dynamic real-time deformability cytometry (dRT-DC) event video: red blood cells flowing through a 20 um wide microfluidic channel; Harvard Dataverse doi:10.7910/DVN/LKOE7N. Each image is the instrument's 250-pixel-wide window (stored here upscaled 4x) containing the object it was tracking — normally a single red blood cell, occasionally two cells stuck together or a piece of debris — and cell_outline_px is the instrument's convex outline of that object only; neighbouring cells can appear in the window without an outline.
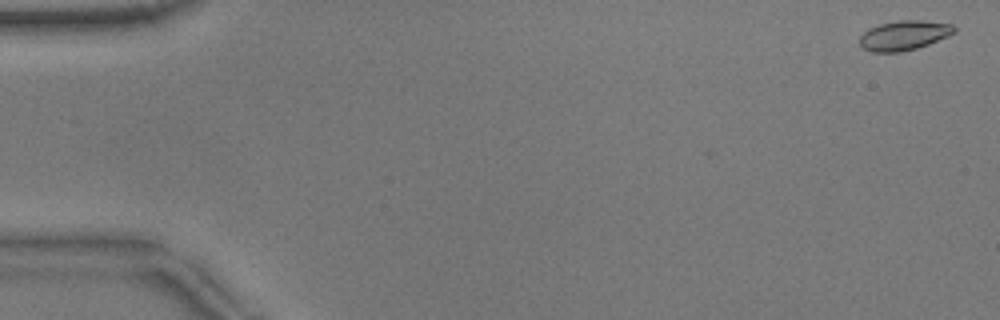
{"species": "common noctule bat (a hibernating species)", "species_latin": "Nyctalus noctula", "temperature_condition": "warm", "stored_images_in_passage": 54, "camera_frame_rate_fps": 3000, "um_per_image_px": 0.085, "animal": {"sex": "male", "body_mass_g": 17.9}, "frame": {"image": 1, "passage_image": 2, "time_ms": 0.333, "image_size_px": [1000, 320], "cell_outline_px": [[956, 32], [948, 36], [928, 44], [916, 48], [900, 52], [872, 52], [864, 48], [860, 44], [860, 36], [868, 28], [880, 24], [900, 20], [920, 20], [952, 24], [956, 28]], "centroid_in_image_um": [76.85, 3.0], "position_along_channel_um": 8.2, "area_um2": 16.24}}
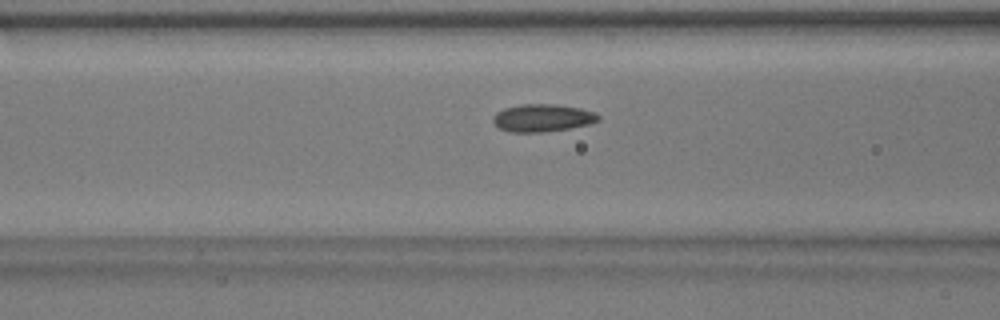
{"frame": {"image": 2, "passage_image": 22, "time_ms": 7.0, "image_size_px": [1000, 320], "cell_outline_px": [[600, 120], [588, 124], [548, 132], [508, 132], [500, 128], [492, 120], [492, 116], [496, 112], [504, 108], [520, 104], [552, 104], [580, 108], [592, 112], [600, 116]], "centroid_in_image_um": [46.07, 10.02], "position_along_channel_um": 120.5, "area_um2": 16.88}}
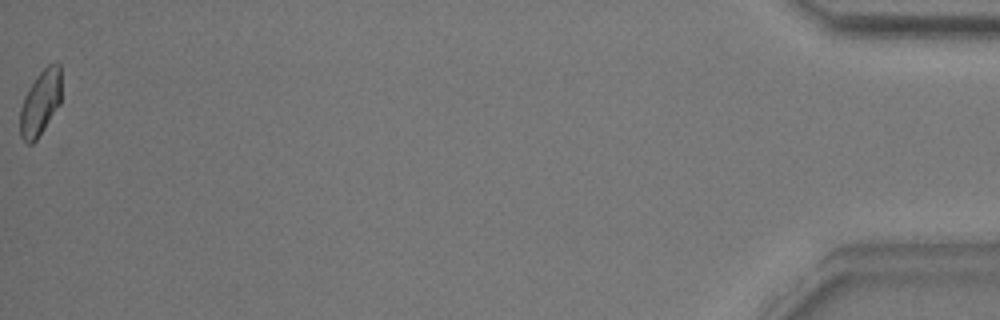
{"frame": {"image": 3, "passage_image": 54, "time_ms": 17.667, "image_size_px": [1000, 320], "cell_outline_px": [[60, 104], [36, 140], [32, 144], [28, 144], [20, 136], [20, 108], [24, 96], [28, 88], [36, 76], [48, 64], [56, 60], [60, 64]], "centroid_in_image_um": [3.42, 8.71], "position_along_channel_um": 431.8, "area_um2": 15.72}, "authors_computed_cell_mechanics": {"area_um2": 16.184, "velocity_mm_per_s": 3.8256, "shape_relaxation_time_tau1_ms": 3.1736, "shape_relaxation_time_tau2_ms": 1.453, "deformation_change_tau1": 0.1037, "deformation_change_tau2": 0.04}}